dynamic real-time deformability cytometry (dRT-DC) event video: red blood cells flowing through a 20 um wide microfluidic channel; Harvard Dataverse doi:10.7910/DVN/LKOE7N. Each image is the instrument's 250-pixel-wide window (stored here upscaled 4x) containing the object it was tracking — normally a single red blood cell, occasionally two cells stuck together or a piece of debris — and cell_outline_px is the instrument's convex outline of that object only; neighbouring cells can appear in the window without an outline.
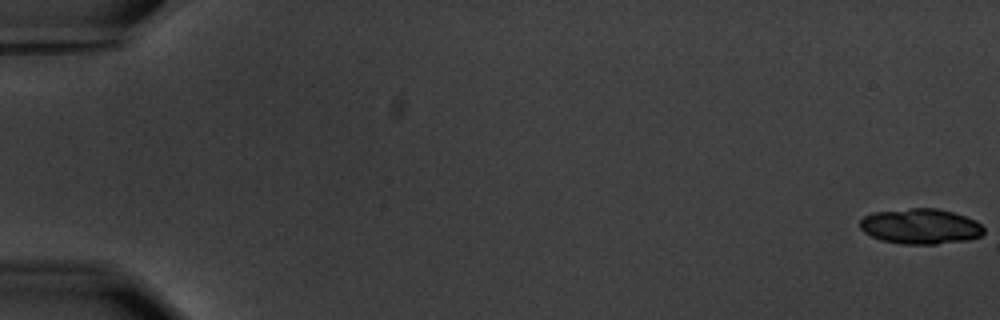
{"species": "common noctule bat (a hibernating species)", "species_latin": "Nyctalus noctula", "temperature_condition": "warm", "stored_images_in_passage": 4, "camera_frame_rate_fps": 3000, "um_per_image_px": 0.085, "animal": {"sex": "male", "body_mass_g": 20.1, "forearm_length_mm": 53.5}, "frame": {"image": 1, "passage_image": 1, "time_ms": 0.0, "image_size_px": [1000, 320], "cell_outline_px": [[984, 232], [980, 236], [968, 240], [936, 244], [900, 244], [880, 240], [864, 232], [860, 228], [860, 220], [864, 216], [872, 212], [912, 208], [936, 208], [952, 212], [976, 220], [984, 228]], "centroid_in_image_um": [78.23, 19.24], "position_along_channel_um": 6.8, "area_um2": 25.61}}